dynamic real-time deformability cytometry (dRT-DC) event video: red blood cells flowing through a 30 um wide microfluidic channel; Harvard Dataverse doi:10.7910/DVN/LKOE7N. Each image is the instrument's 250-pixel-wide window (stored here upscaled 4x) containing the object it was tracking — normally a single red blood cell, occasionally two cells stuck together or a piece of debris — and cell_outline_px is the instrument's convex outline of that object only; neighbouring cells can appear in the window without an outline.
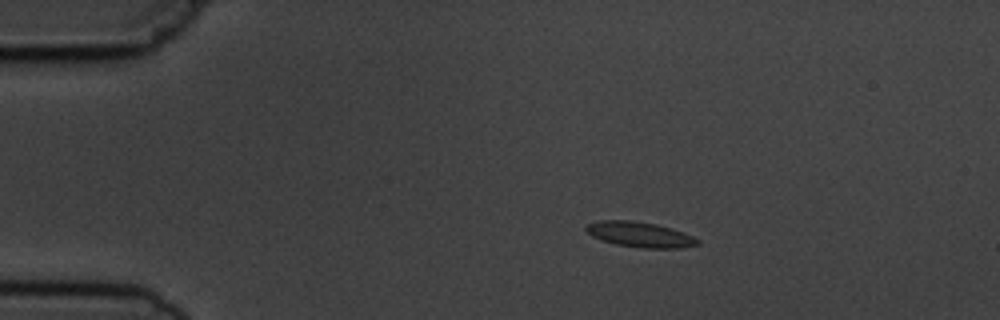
{"species": "common noctule bat (a hibernating species)", "species_latin": "Nyctalus noctula", "temperature_condition": "cold", "stored_images_in_passage": 2, "camera_frame_rate_fps": 3000, "um_per_image_px": 0.085, "animal": {"sex": "male", "body_mass_g": 19.5, "forearm_length_mm": 54.6}, "frame": {"image": 1, "passage_image": 1, "time_ms": 0.0, "image_size_px": [1000, 320], "cell_outline_px": [[700, 244], [680, 248], [644, 248], [616, 244], [592, 236], [584, 228], [588, 224], [600, 220], [632, 220], [656, 224], [672, 228], [684, 232], [700, 240]], "centroid_in_image_um": [54.43, 19.93], "position_along_channel_um": 30.6, "area_um2": 16.36}}